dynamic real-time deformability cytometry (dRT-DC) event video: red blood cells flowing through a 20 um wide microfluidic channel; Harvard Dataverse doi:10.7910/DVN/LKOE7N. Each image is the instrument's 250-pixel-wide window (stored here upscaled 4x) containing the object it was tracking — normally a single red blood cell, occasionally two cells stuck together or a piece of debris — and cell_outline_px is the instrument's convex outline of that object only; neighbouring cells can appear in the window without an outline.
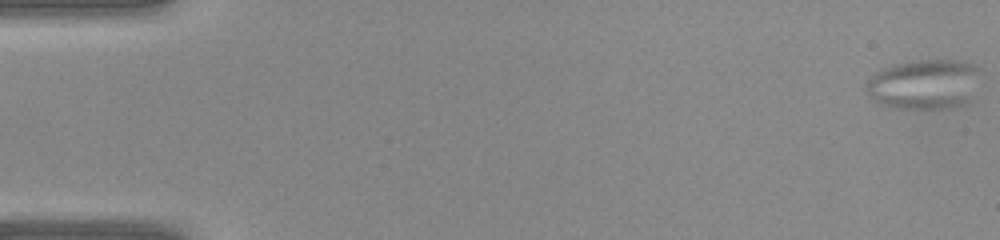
{"species": "common noctule bat (a hibernating species)", "species_latin": "Nyctalus noctula", "temperature_condition": "warm", "stored_images_in_passage": 42, "camera_frame_rate_fps": 3000, "um_per_image_px": 0.085, "animal": {"sex": "female", "body_mass_g": 22.0, "forearm_length_mm": 56.7}, "frame": {"image": 1, "passage_image": 1, "time_ms": 0.0, "image_size_px": [1000, 240], "cell_outline_px": [[980, 68], [964, 104], [952, 108], [896, 108], [880, 104], [868, 92], [868, 80], [880, 68], [892, 64], [920, 60], [956, 60], [972, 64]], "centroid_in_image_um": [78.49, 7.14], "position_along_channel_um": 6.5, "area_um2": 32.31}}
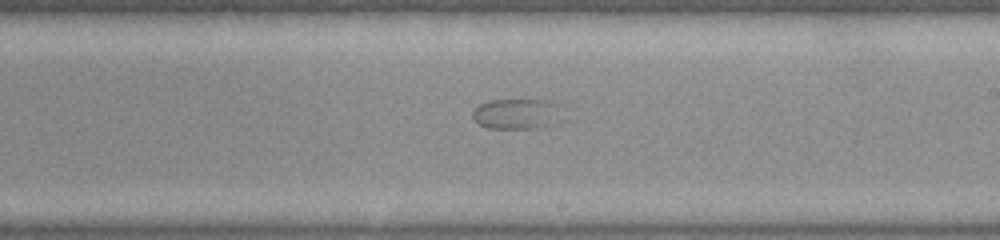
{"frame": {"image": 2, "passage_image": 25, "time_ms": 8.0, "image_size_px": [1000, 240], "cell_outline_px": [[544, 124], [536, 128], [488, 128], [480, 124], [472, 116], [472, 112], [480, 104], [492, 100], [540, 100]], "centroid_in_image_um": [43.32, 9.7], "position_along_channel_um": 245.7, "area_um2": 12.89}}
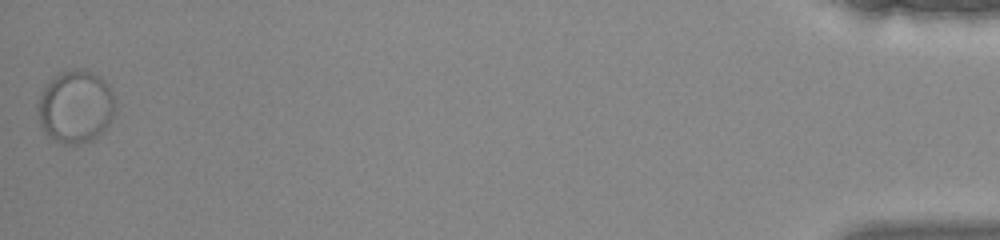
{"frame": {"image": 3, "passage_image": 42, "time_ms": 13.667, "image_size_px": [1000, 240], "cell_outline_px": [[116, 112], [108, 124], [96, 136], [80, 144], [60, 144], [48, 136], [40, 124], [36, 108], [40, 96], [44, 88], [60, 72], [84, 68], [100, 76], [108, 84], [116, 100]], "centroid_in_image_um": [6.44, 9.07], "position_along_channel_um": 428.8, "area_um2": 32.83}}